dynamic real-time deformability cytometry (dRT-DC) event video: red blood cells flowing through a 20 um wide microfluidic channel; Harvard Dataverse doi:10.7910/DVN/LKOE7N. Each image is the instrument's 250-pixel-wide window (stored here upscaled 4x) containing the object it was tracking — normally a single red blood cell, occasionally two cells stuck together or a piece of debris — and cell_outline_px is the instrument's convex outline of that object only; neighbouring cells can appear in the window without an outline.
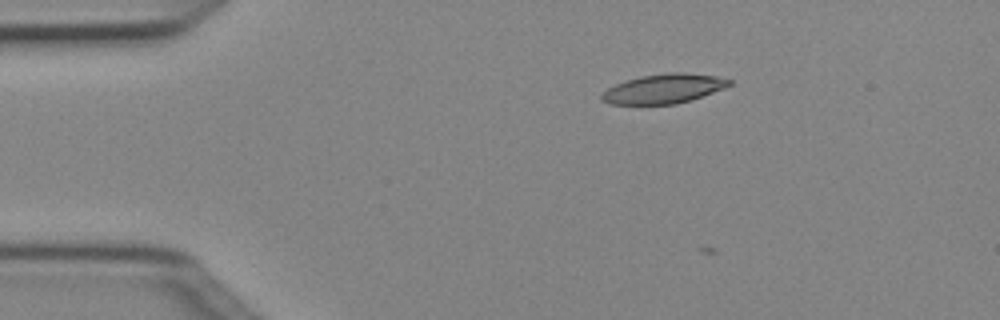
{"species": "Egyptian fruit bat (a non-hibernating species)", "species_latin": "Rousettus aegyptiacus", "temperature_condition": "cold", "stored_images_in_passage": 4, "camera_frame_rate_fps": 3000, "um_per_image_px": 0.085, "animal": {"sex": "female"}, "frame": {"image": 1, "passage_image": 3, "time_ms": 0.667, "image_size_px": [1000, 320], "cell_outline_px": [[732, 84], [724, 88], [692, 100], [676, 104], [612, 104], [600, 100], [600, 96], [608, 88], [616, 84], [640, 76], [668, 72], [684, 72], [716, 76], [732, 80]], "centroid_in_image_um": [56.44, 7.54], "position_along_channel_um": 28.6, "area_um2": 21.85}}